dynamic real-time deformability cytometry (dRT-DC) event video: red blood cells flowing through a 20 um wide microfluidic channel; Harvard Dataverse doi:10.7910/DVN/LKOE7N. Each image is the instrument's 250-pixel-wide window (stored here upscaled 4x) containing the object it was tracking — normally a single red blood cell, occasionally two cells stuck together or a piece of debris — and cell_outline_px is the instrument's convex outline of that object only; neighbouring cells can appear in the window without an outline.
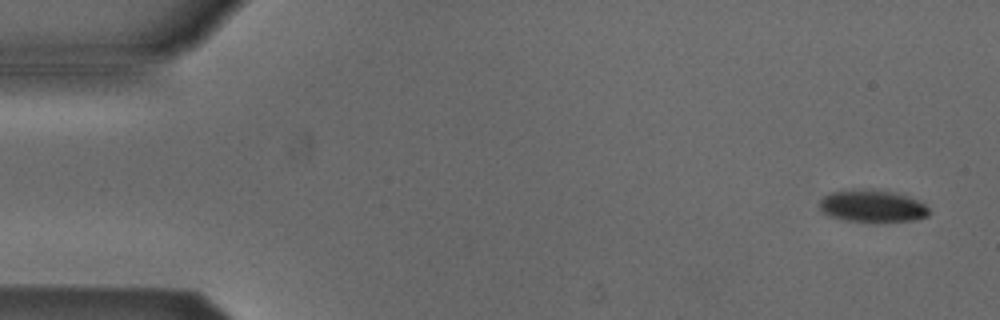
{"species": "Egyptian fruit bat (a non-hibernating species)", "species_latin": "Rousettus aegyptiacus", "temperature_condition": "cold", "stored_images_in_passage": 7, "camera_frame_rate_fps": 3000, "um_per_image_px": 0.085, "animal": {"sex": "male"}, "frame": {"image": 1, "passage_image": 1, "time_ms": 0.0, "image_size_px": [1000, 320], "cell_outline_px": [[932, 212], [928, 216], [916, 220], [876, 224], [844, 220], [828, 216], [820, 212], [820, 200], [828, 192], [852, 188], [872, 188], [896, 192], [920, 200]], "centroid_in_image_um": [74.15, 17.52], "position_along_channel_um": 10.8, "area_um2": 21.91}}
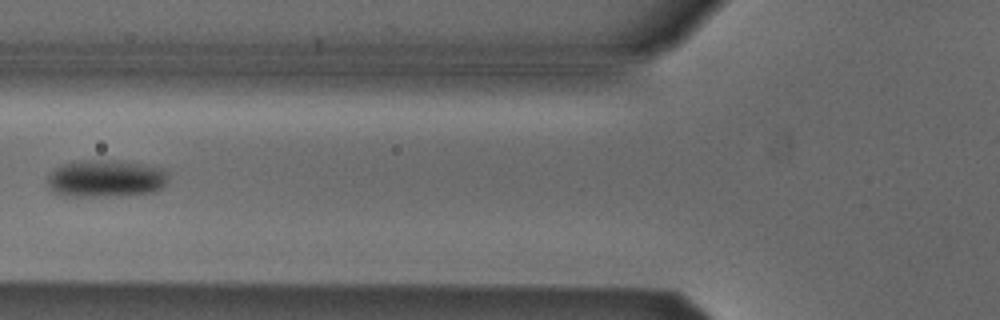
{"frame": {"image": 2, "passage_image": 6, "time_ms": 6.0, "image_size_px": [1000, 320], "cell_outline_px": [[168, 180], [164, 188], [156, 192], [124, 196], [64, 196], [52, 192], [48, 188], [48, 176], [56, 168], [64, 164], [76, 160], [116, 160], [164, 168]], "centroid_in_image_um": [9.01, 15.19], "position_along_channel_um": 116.8, "area_um2": 26.7}}
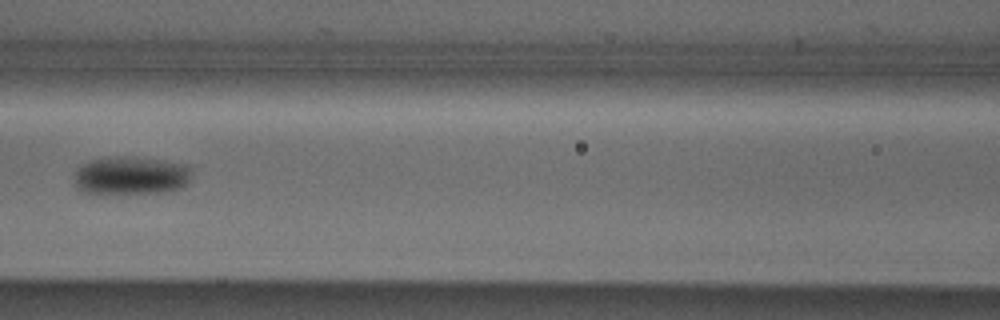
{"frame": {"image": 3, "passage_image": 7, "time_ms": 7.0, "image_size_px": [1000, 320], "cell_outline_px": [[192, 180], [188, 184], [180, 188], [164, 192], [84, 192], [76, 188], [72, 180], [72, 176], [76, 168], [80, 164], [92, 160], [108, 156], [136, 156], [164, 160], [188, 164], [192, 168]], "centroid_in_image_um": [11.15, 14.88], "position_along_channel_um": 155.5, "area_um2": 26.76}}